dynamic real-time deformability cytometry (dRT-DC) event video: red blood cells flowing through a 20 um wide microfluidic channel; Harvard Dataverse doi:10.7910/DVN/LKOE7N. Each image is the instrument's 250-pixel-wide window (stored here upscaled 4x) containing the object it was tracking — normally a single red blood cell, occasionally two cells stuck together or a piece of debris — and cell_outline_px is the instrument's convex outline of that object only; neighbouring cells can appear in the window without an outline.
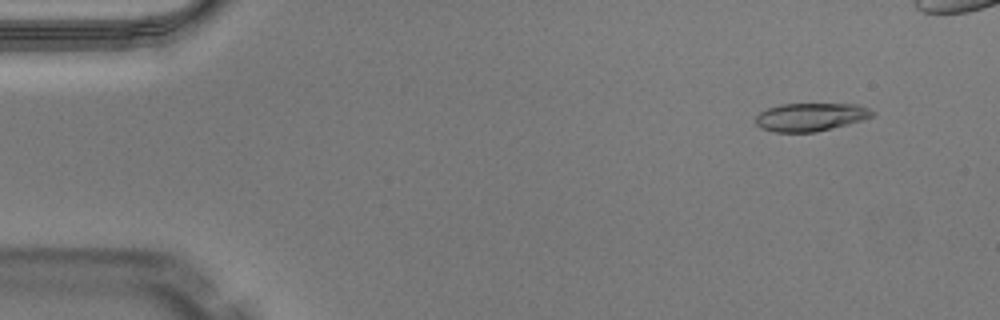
{"species": "Egyptian fruit bat (a non-hibernating species)", "species_latin": "Rousettus aegyptiacus", "temperature_condition": "warm", "stored_images_in_passage": 41, "camera_frame_rate_fps": 3000, "um_per_image_px": 0.085, "animal": {"sex": "male"}, "frame": {"image": 1, "passage_image": 1, "time_ms": 0.0, "image_size_px": [1000, 320], "cell_outline_px": [[876, 112], [872, 116], [848, 124], [816, 132], [772, 132], [760, 128], [756, 124], [756, 116], [760, 112], [768, 108], [780, 104], [856, 104], [868, 108]], "centroid_in_image_um": [68.87, 9.95], "position_along_channel_um": 16.1, "area_um2": 19.07}}
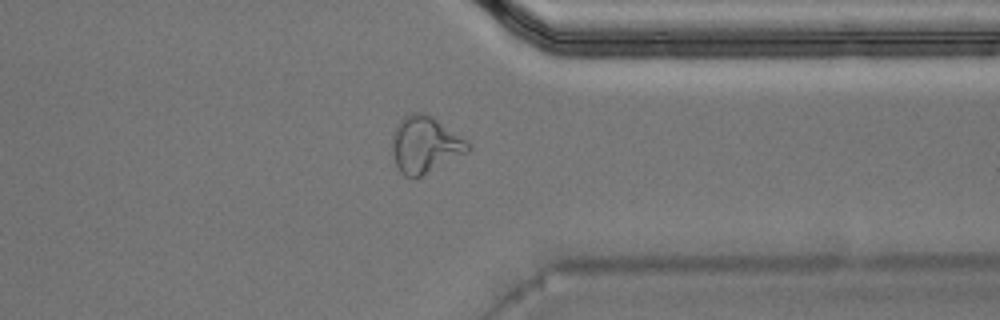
{"frame": {"image": 2, "passage_image": 35, "time_ms": 11.333, "image_size_px": [1000, 320], "cell_outline_px": [[472, 148], [420, 176], [404, 176], [400, 172], [392, 156], [392, 136], [400, 120], [404, 116], [416, 112], [428, 112], [468, 140], [472, 144]], "centroid_in_image_um": [36.13, 12.24], "position_along_channel_um": 375.3, "area_um2": 24.8}}